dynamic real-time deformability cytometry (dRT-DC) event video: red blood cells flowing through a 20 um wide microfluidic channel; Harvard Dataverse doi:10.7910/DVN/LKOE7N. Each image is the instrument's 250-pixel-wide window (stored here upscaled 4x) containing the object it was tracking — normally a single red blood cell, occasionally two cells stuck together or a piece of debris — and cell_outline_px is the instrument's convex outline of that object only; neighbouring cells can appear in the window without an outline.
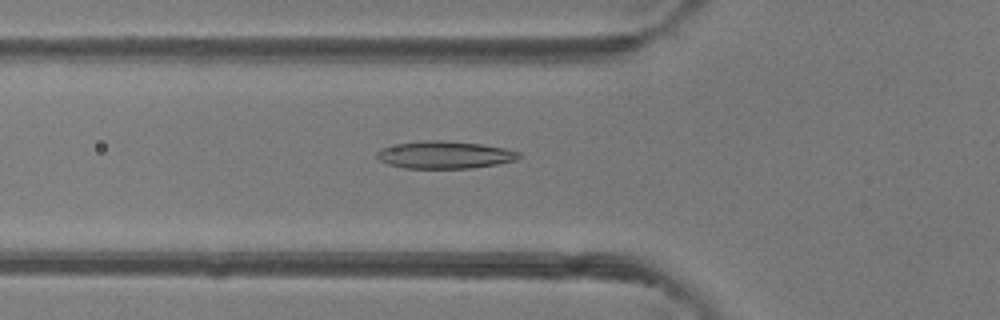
{"species": "common noctule bat (a hibernating species)", "species_latin": "Nyctalus noctula", "temperature_condition": "room temperature", "stored_images_in_passage": 50, "camera_frame_rate_fps": 3000, "um_per_image_px": 0.085, "animal": {"sex": "female"}, "frame": {"image": 1, "passage_image": 18, "time_ms": 5.667, "image_size_px": [1000, 320], "cell_outline_px": [[520, 156], [516, 160], [496, 164], [472, 168], [404, 168], [388, 164], [380, 160], [376, 156], [376, 152], [380, 148], [400, 144], [424, 140], [444, 140], [480, 144], [504, 148], [520, 152]], "centroid_in_image_um": [37.79, 13.16], "position_along_channel_um": 88.0, "area_um2": 22.54}}
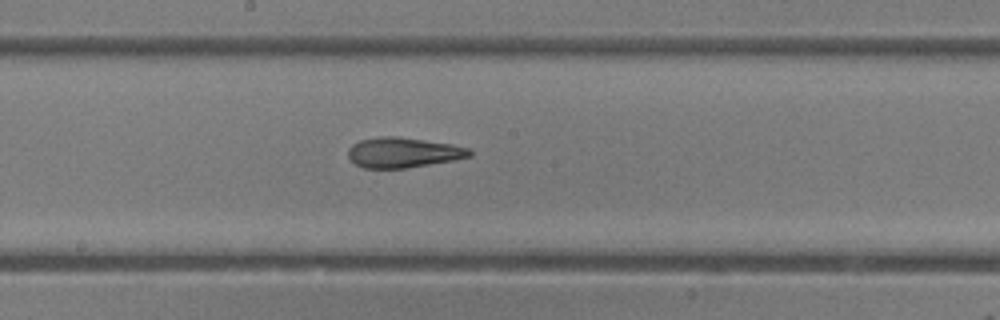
{"frame": {"image": 2, "passage_image": 27, "time_ms": 8.667, "image_size_px": [1000, 320], "cell_outline_px": [[472, 156], [456, 160], [404, 168], [364, 168], [356, 164], [348, 156], [348, 148], [352, 144], [360, 140], [380, 136], [396, 136], [452, 144], [468, 148], [472, 152]], "centroid_in_image_um": [34.27, 12.96], "position_along_channel_um": 213.9, "area_um2": 21.33}}
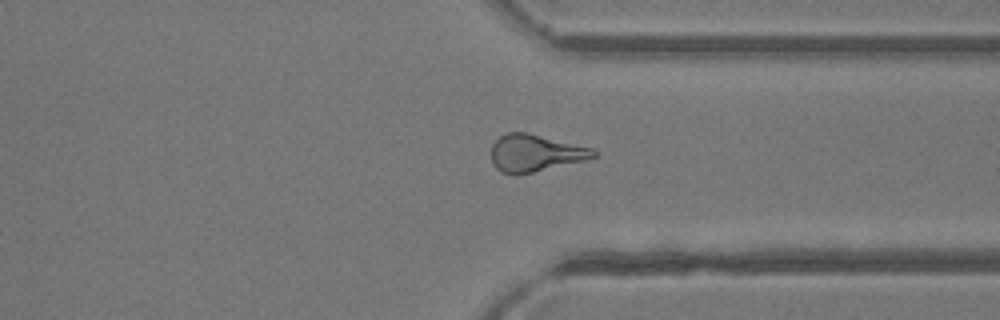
{"frame": {"image": 3, "passage_image": 38, "time_ms": 12.333, "image_size_px": [1000, 320], "cell_outline_px": [[596, 156], [584, 160], [516, 176], [512, 176], [500, 172], [492, 164], [492, 144], [500, 136], [508, 132], [528, 132], [592, 148], [596, 152]], "centroid_in_image_um": [45.44, 13.02], "position_along_channel_um": 366.0, "area_um2": 22.14}, "authors_computed_cell_mechanics": {"area_um2": 22.3686, "velocity_mm_per_s": 4.1751, "shape_relaxation_time_tau1_ms": 8.767, "shape_relaxation_time_tau2_ms": 2.871, "deformation_change_tau1": 0.212, "deformation_change_tau2": 0.134}}